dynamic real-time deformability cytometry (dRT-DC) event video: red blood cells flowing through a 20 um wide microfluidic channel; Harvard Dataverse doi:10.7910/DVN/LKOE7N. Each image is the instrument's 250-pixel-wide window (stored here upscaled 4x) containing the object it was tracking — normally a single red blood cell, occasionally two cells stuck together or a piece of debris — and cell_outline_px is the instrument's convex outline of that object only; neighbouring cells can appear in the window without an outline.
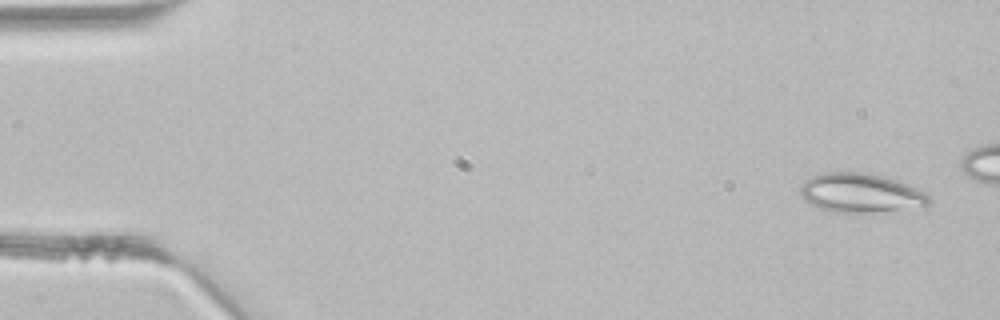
{"species": "common noctule bat (a hibernating species)", "species_latin": "Nyctalus noctula", "temperature_condition": "room temperature", "stored_images_in_passage": 2, "camera_frame_rate_fps": 3000, "um_per_image_px": 0.085, "animal": {"sex": "male", "body_mass_g": 21.5, "forearm_length_mm": 52.0}, "frame": {"image": 1, "passage_image": 2, "time_ms": 0.333, "image_size_px": [1000, 320], "cell_outline_px": [[932, 204], [924, 208], [872, 212], [836, 212], [820, 208], [804, 200], [800, 192], [800, 188], [804, 180], [820, 172], [864, 172], [896, 180], [916, 188], [924, 192], [932, 200]], "centroid_in_image_um": [73.19, 16.41], "position_along_channel_um": 11.8, "area_um2": 29.54}}